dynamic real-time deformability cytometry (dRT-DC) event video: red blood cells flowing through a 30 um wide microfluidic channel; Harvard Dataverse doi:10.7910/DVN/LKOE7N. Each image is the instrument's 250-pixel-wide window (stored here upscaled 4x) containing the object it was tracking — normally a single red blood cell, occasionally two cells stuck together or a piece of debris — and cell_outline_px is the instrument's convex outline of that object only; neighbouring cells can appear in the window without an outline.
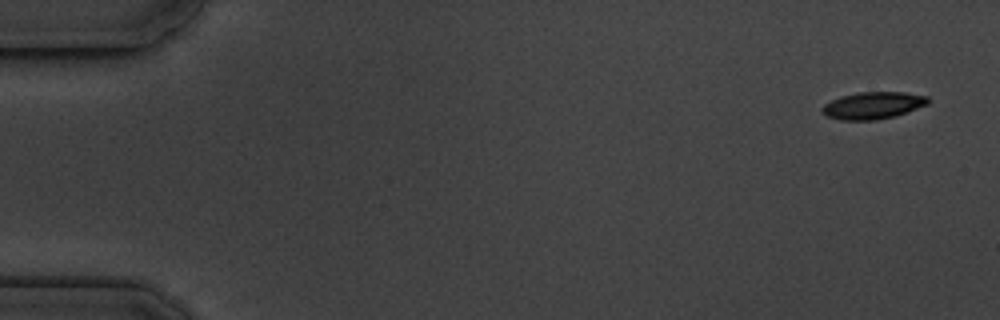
{"species": "common noctule bat (a hibernating species)", "species_latin": "Nyctalus noctula", "temperature_condition": "cold", "stored_images_in_passage": 4, "camera_frame_rate_fps": 3000, "um_per_image_px": 0.085, "animal": {"sex": "male", "body_mass_g": 19.5, "forearm_length_mm": 54.6}, "frame": {"image": 1, "passage_image": 1, "time_ms": 0.0, "image_size_px": [1000, 320], "cell_outline_px": [[928, 104], [896, 116], [876, 120], [840, 120], [824, 116], [820, 112], [820, 108], [824, 104], [840, 96], [856, 92], [904, 92], [928, 96]], "centroid_in_image_um": [74.15, 8.97], "position_along_channel_um": 10.9, "area_um2": 16.94}}
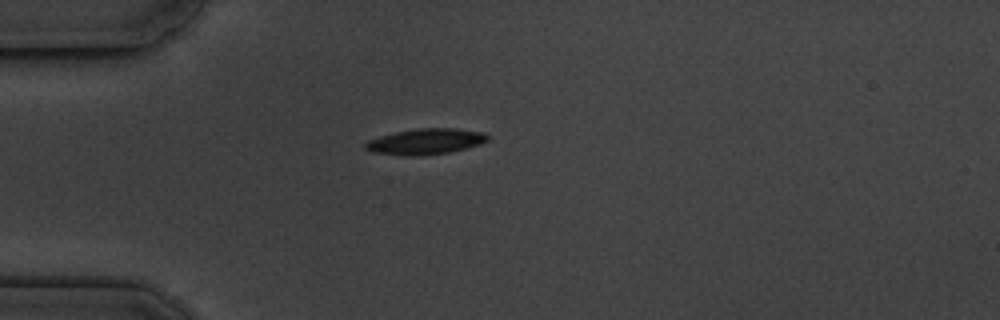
{"frame": {"image": 2, "passage_image": 4, "time_ms": 4.333, "image_size_px": [1000, 320], "cell_outline_px": [[488, 140], [480, 144], [468, 148], [448, 152], [420, 156], [408, 156], [372, 152], [364, 148], [364, 144], [368, 140], [380, 136], [396, 132], [420, 128], [456, 128], [484, 132], [488, 136]], "centroid_in_image_um": [36.18, 12.03], "position_along_channel_um": 48.8, "area_um2": 18.38}}